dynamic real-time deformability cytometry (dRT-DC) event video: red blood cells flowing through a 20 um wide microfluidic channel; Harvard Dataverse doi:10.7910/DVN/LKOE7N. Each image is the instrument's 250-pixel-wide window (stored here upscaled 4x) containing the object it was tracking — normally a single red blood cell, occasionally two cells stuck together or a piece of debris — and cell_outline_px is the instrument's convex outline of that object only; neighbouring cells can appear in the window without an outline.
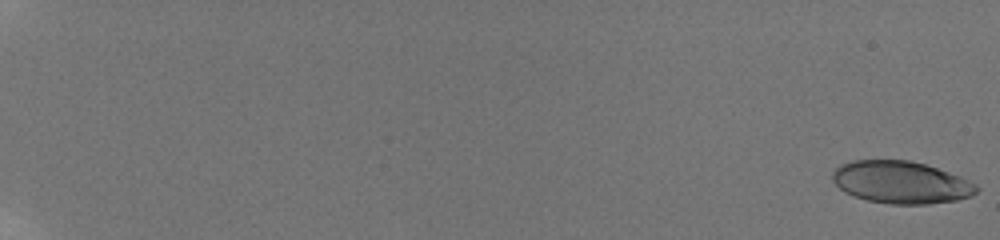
{"species": "human", "species_latin": "Homo sapiens", "temperature_condition": "room temperature", "stored_images_in_passage": 44, "camera_frame_rate_fps": 3000, "um_per_image_px": 0.085, "donor": {"sex": "male"}, "frame": {"image": 1, "passage_image": 1, "time_ms": 0.0, "image_size_px": [1000, 240], "cell_outline_px": [[980, 188], [972, 196], [956, 200], [928, 204], [892, 204], [868, 200], [852, 196], [844, 192], [832, 180], [832, 172], [840, 164], [852, 160], [908, 160], [924, 164], [960, 176], [976, 184]], "centroid_in_image_um": [76.57, 15.5], "position_along_channel_um": 8.4, "area_um2": 35.55}}
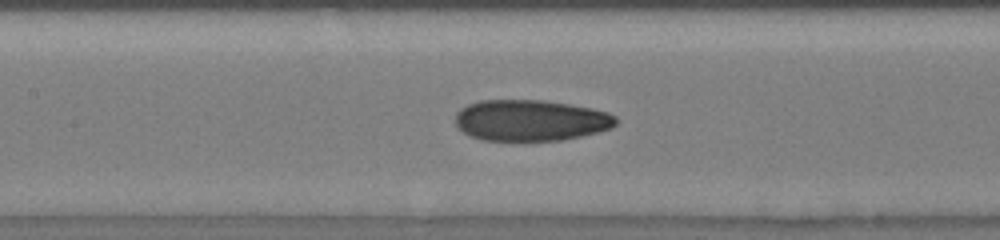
{"frame": {"image": 2, "passage_image": 19, "time_ms": 10.667, "image_size_px": [1000, 240], "cell_outline_px": [[616, 124], [612, 128], [564, 140], [480, 140], [456, 128], [456, 112], [460, 108], [468, 104], [480, 100], [544, 100], [592, 108], [608, 112], [616, 116]], "centroid_in_image_um": [45.09, 10.22], "position_along_channel_um": 162.3, "area_um2": 38.55}}
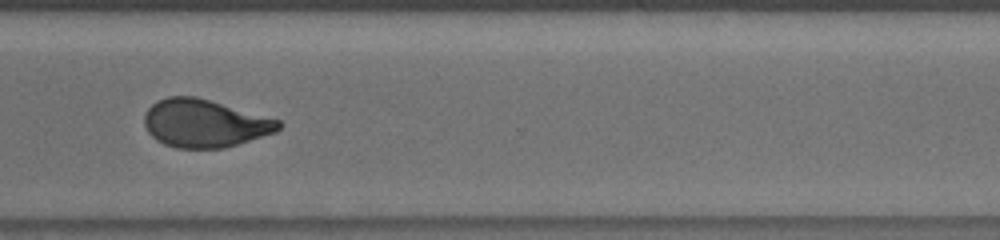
{"frame": {"image": 3, "passage_image": 34, "time_ms": 15.667, "image_size_px": [1000, 240], "cell_outline_px": [[284, 124], [276, 132], [224, 148], [176, 148], [164, 144], [156, 140], [148, 132], [144, 124], [144, 116], [148, 108], [152, 104], [168, 96], [196, 96], [280, 120]], "centroid_in_image_um": [17.39, 10.48], "position_along_channel_um": 353.2, "area_um2": 37.4}, "authors_computed_cell_mechanics": {"area_um2": 38.1769, "velocity_mm_per_s": 3.8278, "shape_relaxation_time_tau1_ms": null, "shape_relaxation_time_tau2_ms": 1.3617, "deformation_change_tau1": null, "deformation_change_tau2": 0.0725}}